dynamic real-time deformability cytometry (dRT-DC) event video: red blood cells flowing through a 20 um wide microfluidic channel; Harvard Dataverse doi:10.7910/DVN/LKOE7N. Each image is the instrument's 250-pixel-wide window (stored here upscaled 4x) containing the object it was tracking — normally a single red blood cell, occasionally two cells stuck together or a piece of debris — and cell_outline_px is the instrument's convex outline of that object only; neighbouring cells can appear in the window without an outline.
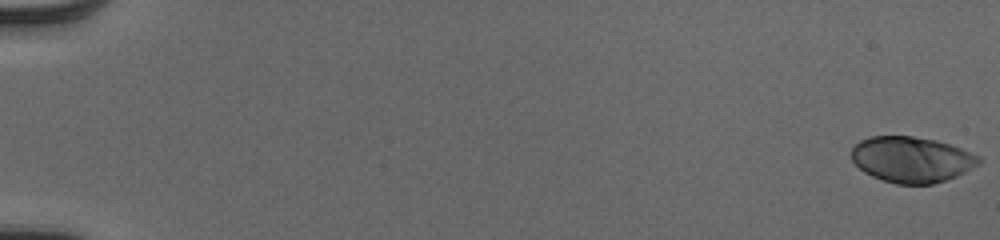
{"species": "human", "species_latin": "Homo sapiens", "temperature_condition": "cold", "stored_images_in_passage": 53, "camera_frame_rate_fps": 3000, "um_per_image_px": 0.085, "donor": {"sex": "male"}, "frame": {"image": 1, "passage_image": 1, "time_ms": 0.0, "image_size_px": [1000, 240], "cell_outline_px": [[980, 164], [956, 176], [932, 184], [896, 184], [872, 176], [864, 172], [852, 160], [852, 148], [860, 140], [868, 136], [912, 136], [936, 140], [960, 148], [980, 156]], "centroid_in_image_um": [77.48, 13.55], "position_along_channel_um": 7.5, "area_um2": 33.81}}
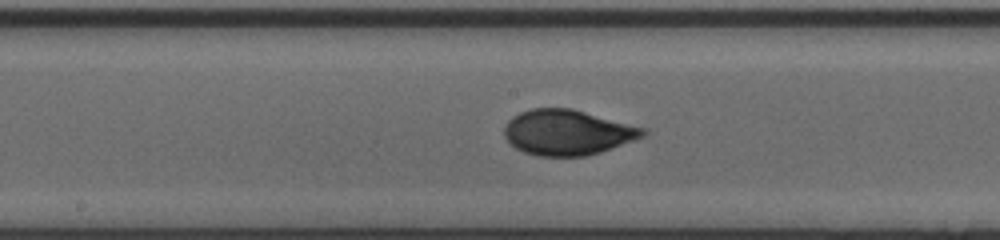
{"frame": {"image": 2, "passage_image": 30, "time_ms": 9.667, "image_size_px": [1000, 240], "cell_outline_px": [[648, 132], [644, 136], [600, 152], [584, 156], [536, 156], [524, 152], [516, 148], [504, 136], [504, 128], [508, 120], [512, 116], [520, 112], [532, 108], [572, 108], [648, 128]], "centroid_in_image_um": [48.25, 11.24], "position_along_channel_um": 200.0, "area_um2": 36.76}}
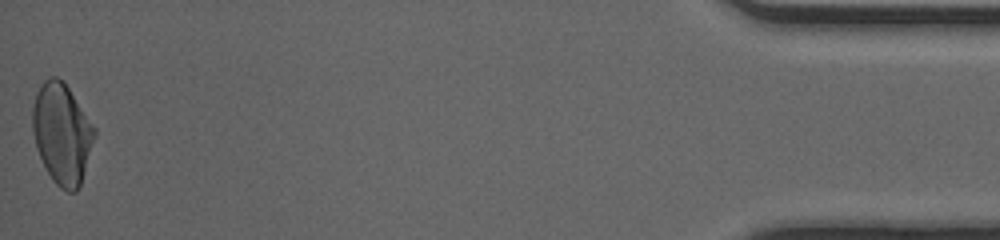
{"frame": {"image": 3, "passage_image": 53, "time_ms": 17.333, "image_size_px": [1000, 240], "cell_outline_px": [[96, 136], [80, 184], [76, 192], [68, 192], [60, 188], [52, 180], [36, 148], [32, 132], [32, 108], [36, 92], [40, 84], [48, 76], [56, 76], [64, 80], [96, 128]], "centroid_in_image_um": [5.26, 11.31], "position_along_channel_um": 429.9, "area_um2": 36.65}, "authors_computed_cell_mechanics": {"area_um2": 35.4314, "velocity_mm_per_s": 4.092, "shape_relaxation_time_tau1_ms": 3.8789, "shape_relaxation_time_tau2_ms": null, "deformation_change_tau1": 0.1627, "deformation_change_tau2": null}}